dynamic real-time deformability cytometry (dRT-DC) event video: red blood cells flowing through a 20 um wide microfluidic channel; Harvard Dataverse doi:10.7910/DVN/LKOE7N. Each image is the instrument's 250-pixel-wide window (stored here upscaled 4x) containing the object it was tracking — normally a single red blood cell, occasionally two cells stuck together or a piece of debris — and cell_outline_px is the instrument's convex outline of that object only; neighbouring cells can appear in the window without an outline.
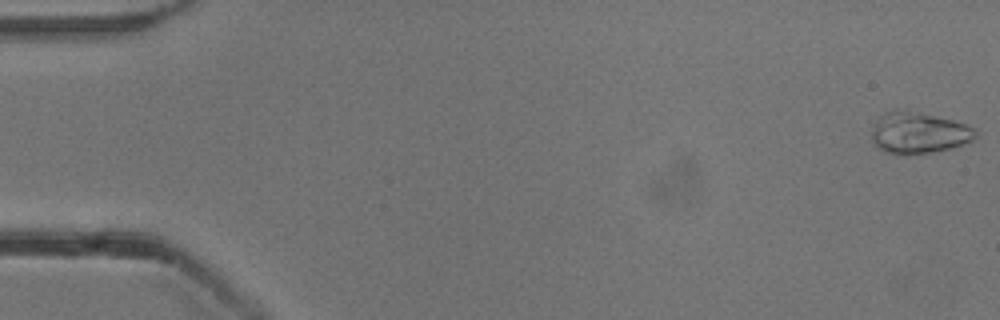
{"species": "common noctule bat (a hibernating species)", "species_latin": "Nyctalus noctula", "temperature_condition": "cold", "stored_images_in_passage": 49, "camera_frame_rate_fps": 3000, "um_per_image_px": 0.085, "animal": {"sex": "male", "body_mass_g": 13.3}, "frame": {"image": 1, "passage_image": 1, "time_ms": 0.0, "image_size_px": [1000, 320], "cell_outline_px": [[976, 136], [972, 140], [964, 144], [932, 152], [884, 152], [872, 140], [872, 124], [884, 112], [892, 108], [904, 108], [952, 120], [976, 128]], "centroid_in_image_um": [78.05, 11.22], "position_along_channel_um": 6.9, "area_um2": 24.8}}
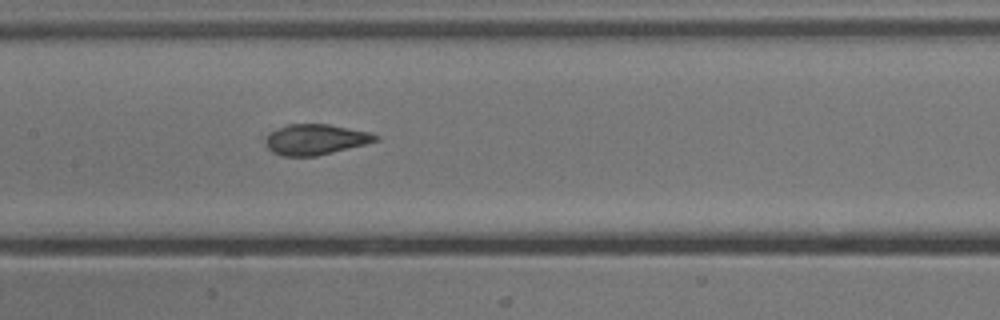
{"frame": {"image": 2, "passage_image": 26, "time_ms": 8.333, "image_size_px": [1000, 320], "cell_outline_px": [[380, 140], [316, 156], [284, 156], [272, 152], [268, 148], [268, 132], [288, 124], [328, 124], [372, 132], [380, 136]], "centroid_in_image_um": [26.86, 11.84], "position_along_channel_um": 180.5, "area_um2": 19.42}}
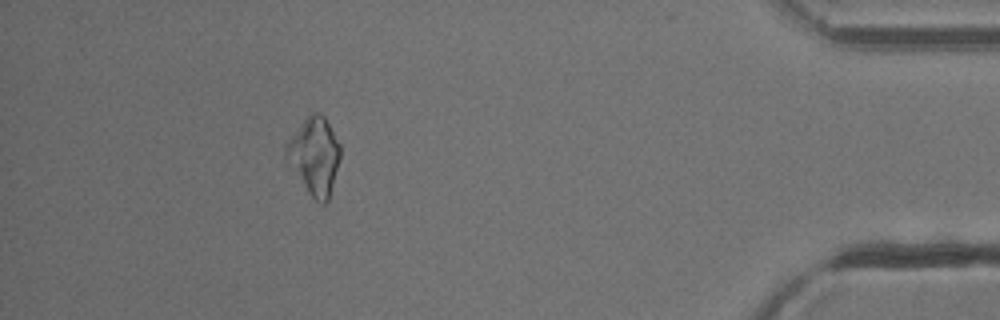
{"frame": {"image": 3, "passage_image": 48, "time_ms": 15.667, "image_size_px": [1000, 320], "cell_outline_px": [[340, 156], [328, 200], [324, 204], [320, 204], [308, 192], [284, 156], [284, 148], [288, 140], [304, 120], [312, 112], [320, 112], [324, 116], [340, 144]], "centroid_in_image_um": [26.72, 13.23], "position_along_channel_um": 408.5, "area_um2": 23.81}}